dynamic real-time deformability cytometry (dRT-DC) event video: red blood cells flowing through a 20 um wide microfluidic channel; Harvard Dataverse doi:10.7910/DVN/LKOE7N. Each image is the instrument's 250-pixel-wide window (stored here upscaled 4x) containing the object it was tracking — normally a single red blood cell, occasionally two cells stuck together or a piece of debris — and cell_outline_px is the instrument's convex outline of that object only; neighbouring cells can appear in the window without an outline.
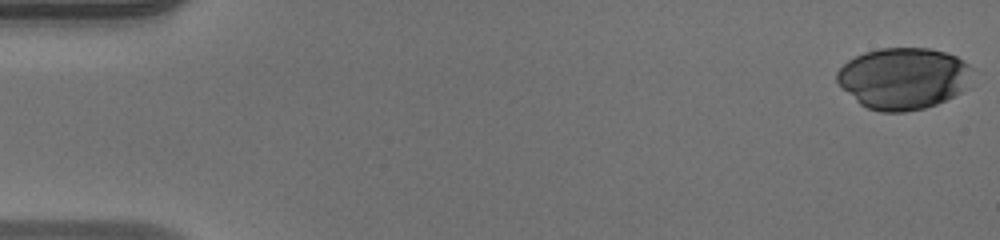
{"species": "human", "species_latin": "Homo sapiens", "temperature_condition": "warm", "stored_images_in_passage": 51, "camera_frame_rate_fps": 3000, "um_per_image_px": 0.085, "donor": {"sex": "male"}, "frame": {"image": 1, "passage_image": 1, "time_ms": 0.0, "image_size_px": [1000, 240], "cell_outline_px": [[972, 68], [968, 88], [936, 104], [924, 108], [904, 112], [880, 112], [868, 108], [860, 104], [836, 80], [836, 72], [848, 60], [864, 52], [880, 48], [932, 48], [956, 56], [968, 64]], "centroid_in_image_um": [76.8, 6.65], "position_along_channel_um": 8.2, "area_um2": 48.44}}
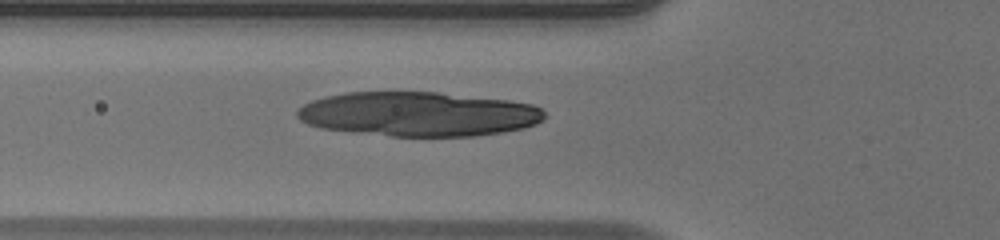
{"frame": {"image": 2, "passage_image": 19, "time_ms": 6.0, "image_size_px": [1000, 240], "cell_outline_px": [[548, 116], [544, 120], [536, 124], [524, 128], [504, 132], [472, 136], [392, 136], [320, 128], [308, 124], [300, 120], [296, 116], [296, 108], [312, 100], [324, 96], [344, 92], [436, 92], [508, 100], [532, 104], [540, 108]], "centroid_in_image_um": [35.55, 9.69], "position_along_channel_um": 90.2, "area_um2": 64.33}}
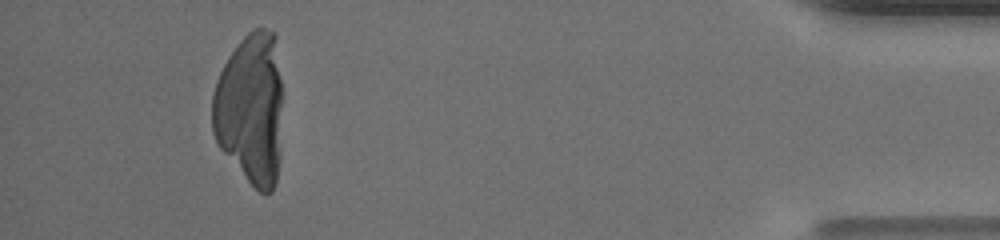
{"frame": {"image": 3, "passage_image": 48, "time_ms": 15.667, "image_size_px": [1000, 240], "cell_outline_px": [[280, 160], [276, 180], [272, 192], [260, 192], [248, 180], [220, 148], [212, 132], [212, 96], [216, 80], [228, 56], [240, 40], [252, 28], [264, 28], [276, 32], [280, 80]], "centroid_in_image_um": [21.29, 9.2], "position_along_channel_um": 413.9, "area_um2": 62.14}}